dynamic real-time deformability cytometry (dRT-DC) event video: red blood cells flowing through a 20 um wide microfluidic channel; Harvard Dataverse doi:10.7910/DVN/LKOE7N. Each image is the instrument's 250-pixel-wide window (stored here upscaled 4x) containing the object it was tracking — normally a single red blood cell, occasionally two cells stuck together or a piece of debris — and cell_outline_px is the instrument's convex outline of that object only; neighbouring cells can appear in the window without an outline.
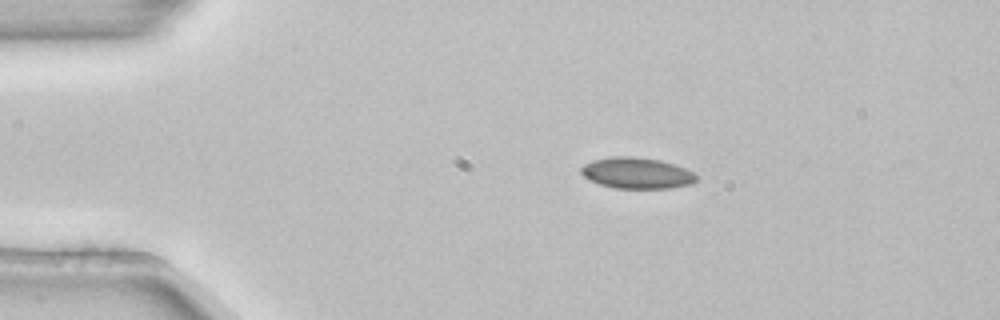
{"species": "common noctule bat (a hibernating species)", "species_latin": "Nyctalus noctula", "temperature_condition": "room temperature", "stored_images_in_passage": 2, "camera_frame_rate_fps": 3000, "um_per_image_px": 0.085, "animal": {"sex": "female", "body_mass_g": 22.7, "forearm_length_mm": 54.2}, "frame": {"image": 1, "passage_image": 1, "time_ms": 0.0, "image_size_px": [1000, 320], "cell_outline_px": [[696, 180], [692, 184], [668, 188], [616, 188], [600, 184], [588, 180], [580, 172], [580, 168], [584, 164], [592, 160], [612, 156], [632, 156], [660, 160], [684, 168], [692, 172], [696, 176]], "centroid_in_image_um": [54.08, 14.7], "position_along_channel_um": 30.9, "area_um2": 20.81}}